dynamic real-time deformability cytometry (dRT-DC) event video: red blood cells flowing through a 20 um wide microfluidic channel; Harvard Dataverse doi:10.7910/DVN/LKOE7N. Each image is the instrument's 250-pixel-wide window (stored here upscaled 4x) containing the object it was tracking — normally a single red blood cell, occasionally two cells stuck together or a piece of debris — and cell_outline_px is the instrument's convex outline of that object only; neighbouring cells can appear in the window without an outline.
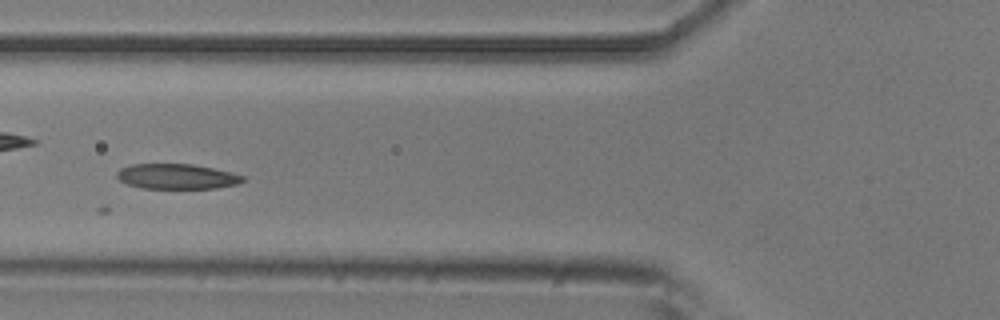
{"species": "common noctule bat (a hibernating species)", "species_latin": "Nyctalus noctula", "temperature_condition": "room temperature", "stored_images_in_passage": 22, "camera_frame_rate_fps": 3000, "um_per_image_px": 0.085, "animal": {"sex": "male", "body_mass_g": 20.5, "forearm_length_mm": 52.5}, "frame": {"image": 1, "passage_image": 6, "time_ms": 1.667, "image_size_px": [1000, 320], "cell_outline_px": [[248, 180], [240, 184], [216, 188], [144, 188], [128, 184], [120, 180], [116, 176], [116, 172], [120, 168], [132, 164], [192, 164], [232, 172], [248, 176]], "centroid_in_image_um": [15.12, 15.0], "position_along_channel_um": 110.7, "area_um2": 18.67}}
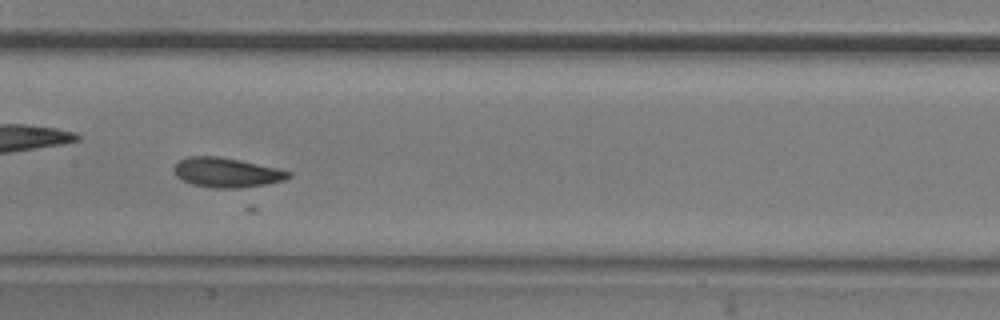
{"frame": {"image": 2, "passage_image": 12, "time_ms": 3.667, "image_size_px": [1000, 320], "cell_outline_px": [[292, 176], [284, 180], [264, 184], [240, 188], [212, 188], [192, 184], [176, 176], [172, 168], [180, 160], [188, 156], [216, 156], [240, 160], [276, 168], [292, 172]], "centroid_in_image_um": [19.25, 14.66], "position_along_channel_um": 188.2, "area_um2": 19.65}}